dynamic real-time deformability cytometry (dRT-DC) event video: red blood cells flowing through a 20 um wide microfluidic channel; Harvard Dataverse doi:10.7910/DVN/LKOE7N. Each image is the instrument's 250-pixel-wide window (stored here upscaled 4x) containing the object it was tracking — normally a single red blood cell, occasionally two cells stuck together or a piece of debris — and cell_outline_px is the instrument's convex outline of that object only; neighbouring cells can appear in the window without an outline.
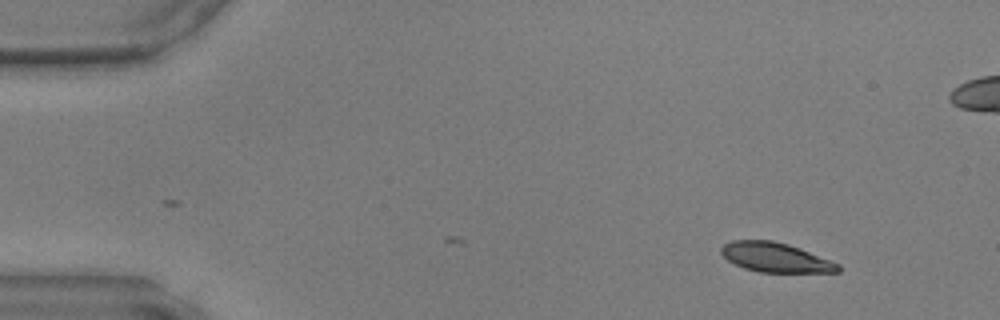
{"species": "common noctule bat (a hibernating species)", "species_latin": "Nyctalus noctula", "temperature_condition": "warm", "stored_images_in_passage": 2, "camera_frame_rate_fps": 3000, "um_per_image_px": 0.085, "animal": {"sex": "male", "body_mass_g": 17.9, "forearm_length_mm": 54.2}, "frame": {"image": 1, "passage_image": 2, "time_ms": 0.333, "image_size_px": [1000, 320], "cell_outline_px": [[840, 272], [760, 272], [744, 268], [728, 260], [720, 252], [720, 248], [724, 244], [732, 240], [772, 240], [788, 244], [800, 248], [840, 264]], "centroid_in_image_um": [65.91, 21.87], "position_along_channel_um": 19.1, "area_um2": 20.0}}